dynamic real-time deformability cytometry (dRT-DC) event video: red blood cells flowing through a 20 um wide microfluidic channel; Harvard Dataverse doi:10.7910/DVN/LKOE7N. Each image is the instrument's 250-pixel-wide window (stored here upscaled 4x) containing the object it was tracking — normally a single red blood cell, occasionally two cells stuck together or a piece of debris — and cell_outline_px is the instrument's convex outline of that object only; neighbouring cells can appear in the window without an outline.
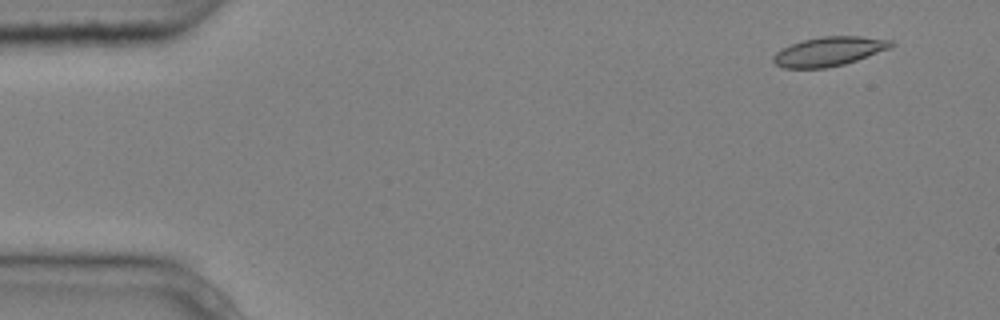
{"species": "common noctule bat (a hibernating species)", "species_latin": "Nyctalus noctula", "temperature_condition": "cold", "stored_images_in_passage": 5, "camera_frame_rate_fps": 3000, "um_per_image_px": 0.085, "animal": {"sex": "male", "body_mass_g": 20.4}, "frame": {"image": 1, "passage_image": 2, "time_ms": 0.333, "image_size_px": [1000, 320], "cell_outline_px": [[896, 44], [892, 48], [844, 64], [828, 68], [784, 68], [776, 64], [772, 60], [772, 56], [780, 48], [804, 40], [820, 36], [860, 36], [892, 40]], "centroid_in_image_um": [70.48, 4.37], "position_along_channel_um": 14.5, "area_um2": 20.17}}
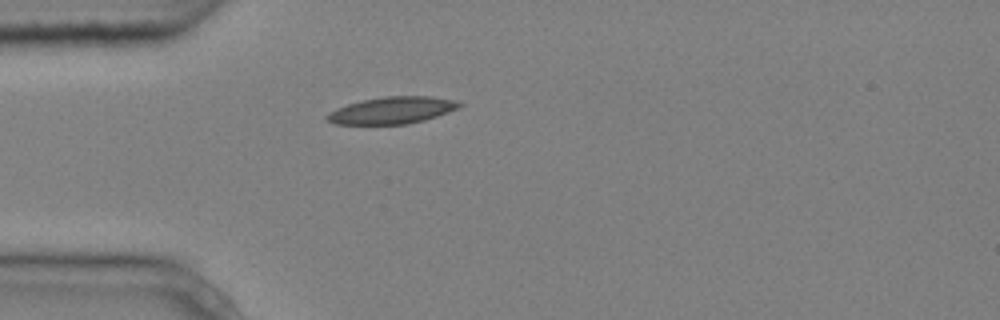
{"frame": {"image": 2, "passage_image": 5, "time_ms": 1.333, "image_size_px": [1000, 320], "cell_outline_px": [[464, 104], [460, 108], [424, 120], [408, 124], [332, 124], [324, 116], [328, 112], [336, 108], [348, 104], [364, 100], [384, 96], [432, 96], [456, 100]], "centroid_in_image_um": [33.34, 9.37], "position_along_channel_um": 51.7, "area_um2": 20.87}}